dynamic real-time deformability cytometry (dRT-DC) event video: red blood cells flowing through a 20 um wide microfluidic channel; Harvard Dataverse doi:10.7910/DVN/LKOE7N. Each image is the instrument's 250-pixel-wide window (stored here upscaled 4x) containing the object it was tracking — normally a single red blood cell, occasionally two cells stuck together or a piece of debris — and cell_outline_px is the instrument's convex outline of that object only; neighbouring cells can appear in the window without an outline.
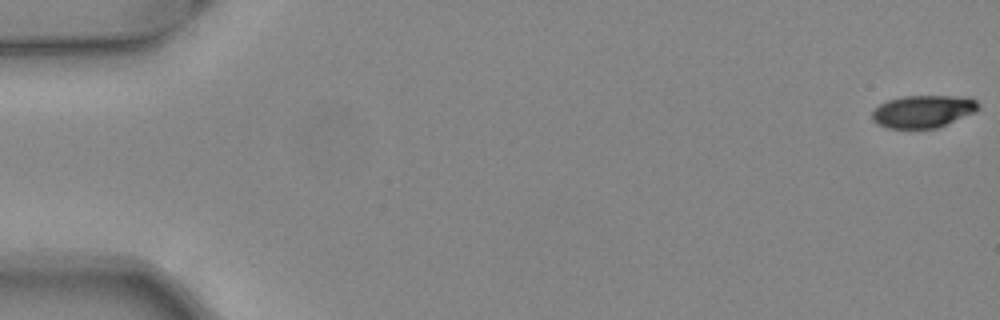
{"species": "common noctule bat (a hibernating species)", "species_latin": "Nyctalus noctula", "temperature_condition": "warm", "stored_images_in_passage": 10, "camera_frame_rate_fps": 3000, "um_per_image_px": 0.085, "animal": {"sex": "female", "body_mass_g": 24.6, "forearm_length_mm": 56.2}, "frame": {"image": 1, "passage_image": 1, "time_ms": 0.0, "image_size_px": [1000, 320], "cell_outline_px": [[980, 108], [976, 112], [936, 128], [888, 128], [872, 120], [872, 112], [880, 104], [888, 100], [904, 96], [964, 96], [976, 100], [980, 104]], "centroid_in_image_um": [78.5, 9.46], "position_along_channel_um": 6.5, "area_um2": 20.06}}